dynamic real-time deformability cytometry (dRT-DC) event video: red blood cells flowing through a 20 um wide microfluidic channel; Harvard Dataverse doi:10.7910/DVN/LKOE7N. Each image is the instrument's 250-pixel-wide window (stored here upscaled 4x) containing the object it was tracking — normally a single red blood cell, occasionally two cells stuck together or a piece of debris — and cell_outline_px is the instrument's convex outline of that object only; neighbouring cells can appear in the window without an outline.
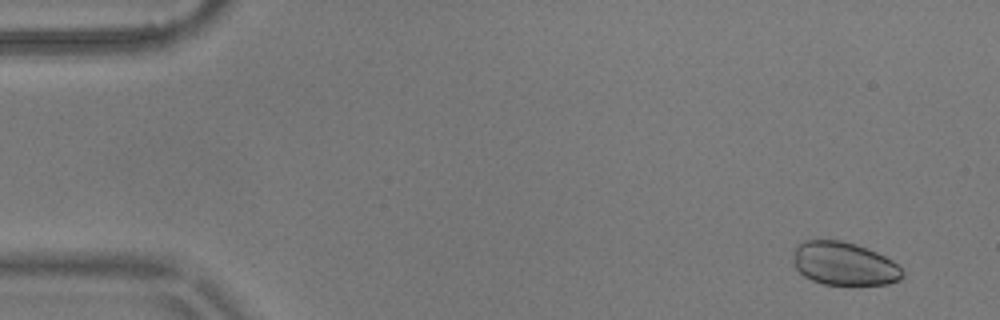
{"species": "common noctule bat (a hibernating species)", "species_latin": "Nyctalus noctula", "temperature_condition": "warm", "stored_images_in_passage": 7, "camera_frame_rate_fps": 3000, "um_per_image_px": 0.085, "animal": {"sex": "male", "body_mass_g": 17.9}, "frame": {"image": 1, "passage_image": 2, "time_ms": 0.333, "image_size_px": [1000, 320], "cell_outline_px": [[904, 276], [900, 280], [888, 284], [824, 284], [812, 280], [804, 276], [796, 268], [792, 260], [796, 244], [804, 240], [840, 240], [856, 244], [876, 252], [892, 260], [904, 272]], "centroid_in_image_um": [71.73, 22.4], "position_along_channel_um": 13.3, "area_um2": 27.51}}